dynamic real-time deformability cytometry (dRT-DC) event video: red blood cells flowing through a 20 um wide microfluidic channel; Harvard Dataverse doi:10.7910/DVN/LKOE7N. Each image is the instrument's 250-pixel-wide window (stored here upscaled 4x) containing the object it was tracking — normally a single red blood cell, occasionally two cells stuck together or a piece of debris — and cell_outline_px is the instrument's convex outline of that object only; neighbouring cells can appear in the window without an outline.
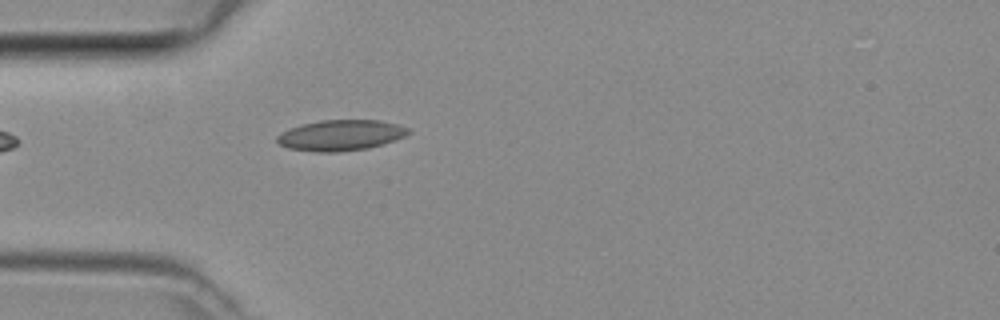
{"species": "common noctule bat (a hibernating species)", "species_latin": "Nyctalus noctula", "temperature_condition": "room temperature", "stored_images_in_passage": 32, "camera_frame_rate_fps": 3000, "um_per_image_px": 0.085, "animal": {"sex": "female", "body_mass_g": 29.2, "forearm_length_mm": 56.3}, "frame": {"image": 1, "passage_image": 1, "time_ms": 0.0, "image_size_px": [1000, 320], "cell_outline_px": [[412, 132], [404, 136], [368, 148], [336, 152], [316, 152], [288, 148], [280, 144], [276, 140], [276, 136], [280, 132], [300, 124], [320, 120], [380, 120], [396, 124], [408, 128]], "centroid_in_image_um": [28.91, 11.49], "position_along_channel_um": 56.1, "area_um2": 23.41}}
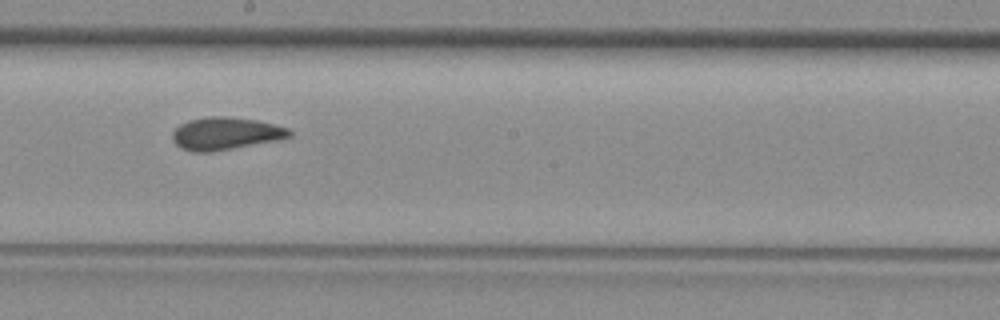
{"frame": {"image": 2, "passage_image": 13, "time_ms": 4.0, "image_size_px": [1000, 320], "cell_outline_px": [[292, 136], [280, 140], [212, 152], [192, 152], [176, 144], [172, 140], [172, 132], [180, 124], [188, 120], [208, 116], [224, 116], [256, 120], [288, 128], [292, 132]], "centroid_in_image_um": [19.18, 11.35], "position_along_channel_um": 229.0, "area_um2": 22.25}}
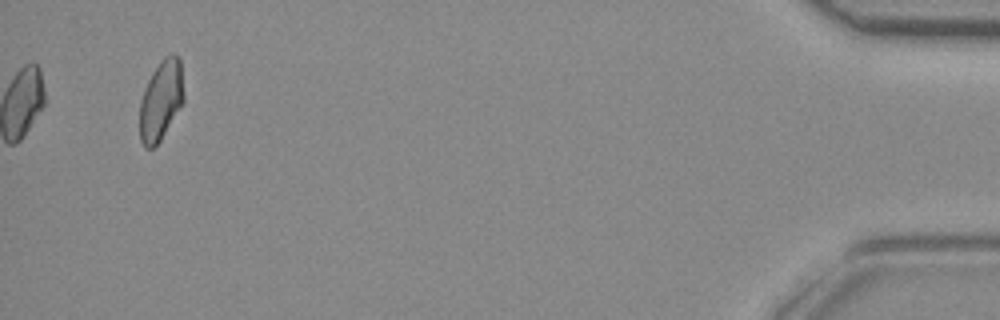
{"frame": {"image": 3, "passage_image": 32, "time_ms": 10.333, "image_size_px": [1000, 320], "cell_outline_px": [[184, 100], [160, 140], [152, 148], [144, 148], [140, 140], [140, 100], [144, 88], [152, 72], [164, 56], [176, 52], [180, 56], [184, 96]], "centroid_in_image_um": [13.68, 8.48], "position_along_channel_um": 421.5, "area_um2": 20.52}}